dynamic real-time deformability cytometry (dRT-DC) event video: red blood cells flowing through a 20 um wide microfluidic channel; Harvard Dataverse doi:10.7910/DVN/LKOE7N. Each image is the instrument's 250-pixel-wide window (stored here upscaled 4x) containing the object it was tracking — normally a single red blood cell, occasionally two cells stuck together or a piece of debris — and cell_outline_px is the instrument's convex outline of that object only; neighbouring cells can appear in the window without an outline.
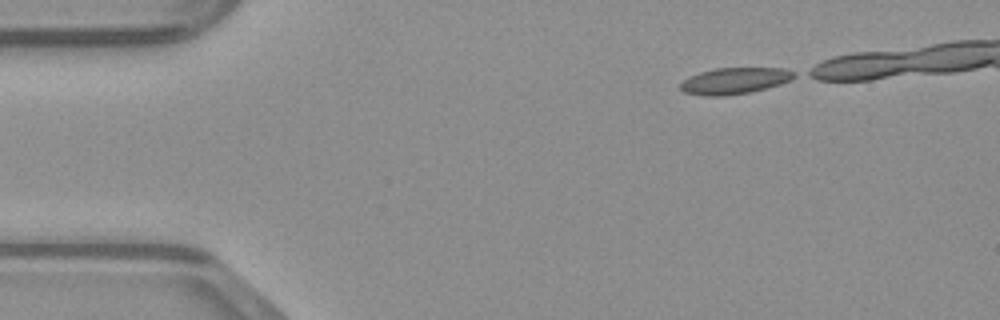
{"species": "common noctule bat (a hibernating species)", "species_latin": "Nyctalus noctula", "temperature_condition": "warm", "stored_images_in_passage": 18, "camera_frame_rate_fps": 3000, "um_per_image_px": 0.085, "animal": {"sex": "male", "body_mass_g": 23.1, "forearm_length_mm": 52.7}, "frame": {"image": 1, "passage_image": 1, "time_ms": 0.0, "image_size_px": [1000, 320], "cell_outline_px": [[796, 76], [780, 84], [752, 92], [724, 96], [704, 96], [684, 92], [680, 88], [680, 84], [688, 76], [700, 72], [716, 68], [784, 68], [796, 72]], "centroid_in_image_um": [62.43, 6.87], "position_along_channel_um": 22.6, "area_um2": 17.51}}
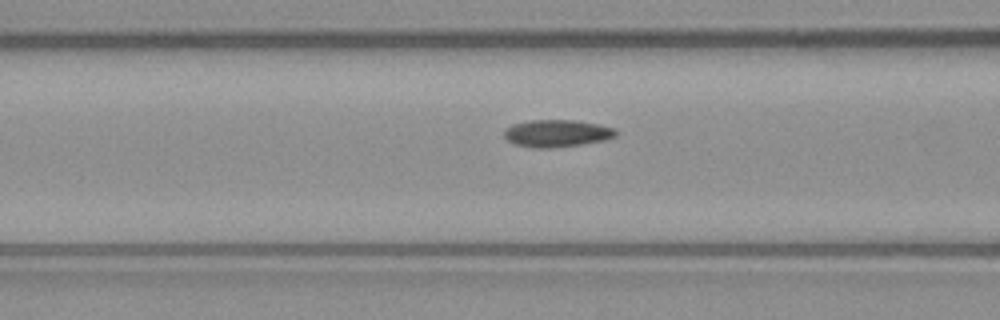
{"frame": {"image": 2, "passage_image": 13, "time_ms": 4.0, "image_size_px": [1000, 320], "cell_outline_px": [[616, 136], [604, 140], [580, 144], [552, 148], [532, 148], [516, 144], [508, 140], [504, 136], [504, 128], [512, 124], [528, 120], [576, 120], [600, 124], [616, 128]], "centroid_in_image_um": [47.32, 11.32], "position_along_channel_um": 119.3, "area_um2": 17.86}}
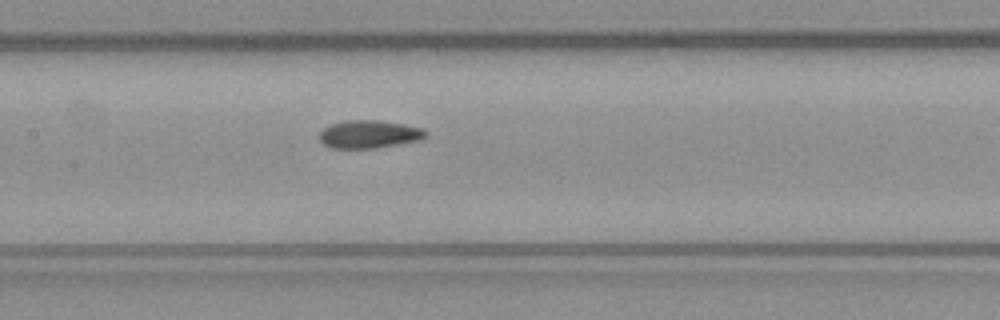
{"frame": {"image": 3, "passage_image": 17, "time_ms": 5.333, "image_size_px": [1000, 320], "cell_outline_px": [[428, 136], [420, 140], [400, 144], [376, 148], [332, 148], [324, 144], [320, 140], [320, 132], [324, 128], [332, 124], [344, 120], [380, 120], [404, 124], [424, 128], [428, 132]], "centroid_in_image_um": [31.43, 11.4], "position_along_channel_um": 176.0, "area_um2": 17.46}}